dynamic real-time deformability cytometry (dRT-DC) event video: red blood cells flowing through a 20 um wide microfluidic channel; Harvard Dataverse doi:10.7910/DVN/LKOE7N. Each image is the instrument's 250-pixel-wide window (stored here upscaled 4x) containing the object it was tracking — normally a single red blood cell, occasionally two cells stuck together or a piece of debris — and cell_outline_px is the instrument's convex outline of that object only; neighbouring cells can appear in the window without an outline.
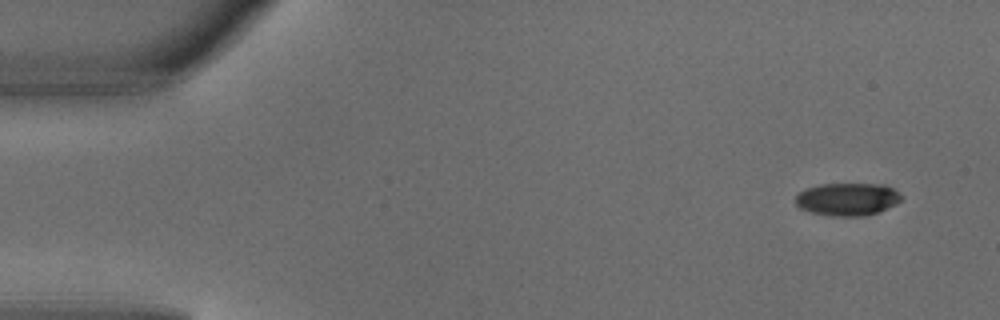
{"species": "common noctule bat (a hibernating species)", "species_latin": "Nyctalus noctula", "temperature_condition": "warm", "stored_images_in_passage": 4, "camera_frame_rate_fps": 3000, "um_per_image_px": 0.085, "animal": {"sex": "male", "body_mass_g": 18.8}, "frame": {"image": 1, "passage_image": 1, "time_ms": 0.0, "image_size_px": [1000, 320], "cell_outline_px": [[904, 196], [896, 204], [876, 212], [864, 216], [832, 216], [812, 212], [800, 208], [796, 204], [796, 196], [800, 192], [808, 188], [820, 184], [884, 184], [892, 188]], "centroid_in_image_um": [72.05, 16.93], "position_along_channel_um": 13.0, "area_um2": 20.0}}
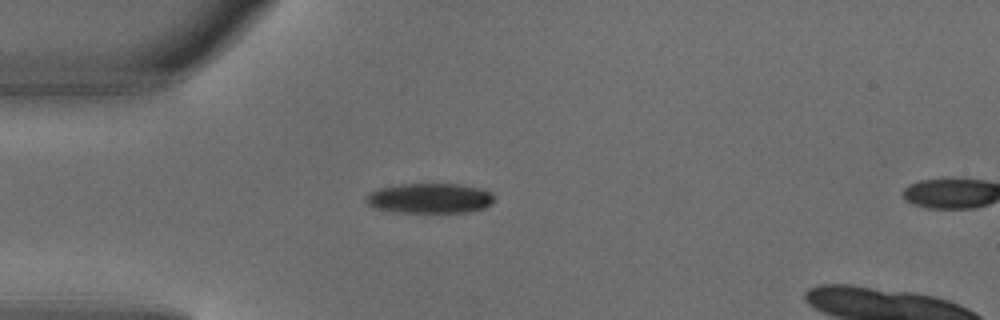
{"frame": {"image": 2, "passage_image": 3, "time_ms": 0.667, "image_size_px": [1000, 320], "cell_outline_px": [[492, 204], [484, 208], [468, 212], [400, 212], [376, 208], [368, 204], [364, 200], [364, 196], [368, 192], [380, 188], [400, 184], [460, 184], [484, 188], [492, 192]], "centroid_in_image_um": [36.53, 16.84], "position_along_channel_um": 48.5, "area_um2": 22.54}}